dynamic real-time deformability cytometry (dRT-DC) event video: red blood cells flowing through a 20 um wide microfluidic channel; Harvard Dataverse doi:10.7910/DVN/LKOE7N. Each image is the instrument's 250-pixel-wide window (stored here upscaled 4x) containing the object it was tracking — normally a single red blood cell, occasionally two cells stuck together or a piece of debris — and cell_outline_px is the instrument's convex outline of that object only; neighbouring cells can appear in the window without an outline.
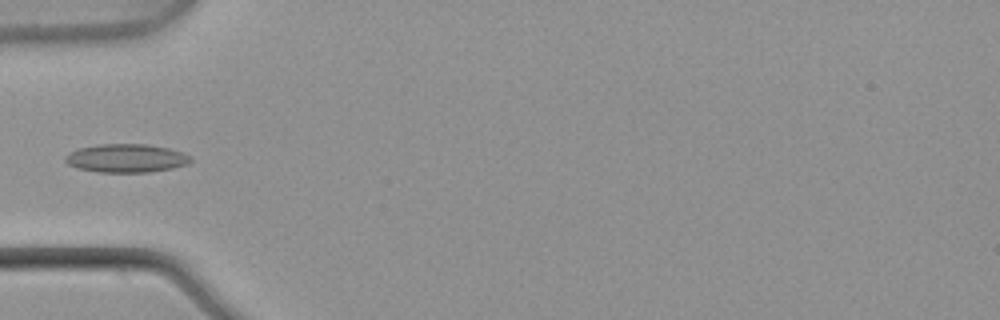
{"species": "common noctule bat (a hibernating species)", "species_latin": "Nyctalus noctula", "temperature_condition": "warm", "stored_images_in_passage": 5, "camera_frame_rate_fps": 3000, "um_per_image_px": 0.085, "animal": {"sex": "male", "body_mass_g": 21.5, "forearm_length_mm": 52.0}, "frame": {"image": 1, "passage_image": 4, "time_ms": 1.0, "image_size_px": [1000, 320], "cell_outline_px": [[192, 160], [188, 164], [172, 168], [148, 172], [100, 172], [76, 168], [68, 164], [64, 160], [64, 156], [80, 148], [100, 144], [144, 144], [168, 148], [192, 156]], "centroid_in_image_um": [10.73, 13.45], "position_along_channel_um": 74.3, "area_um2": 20.63}}
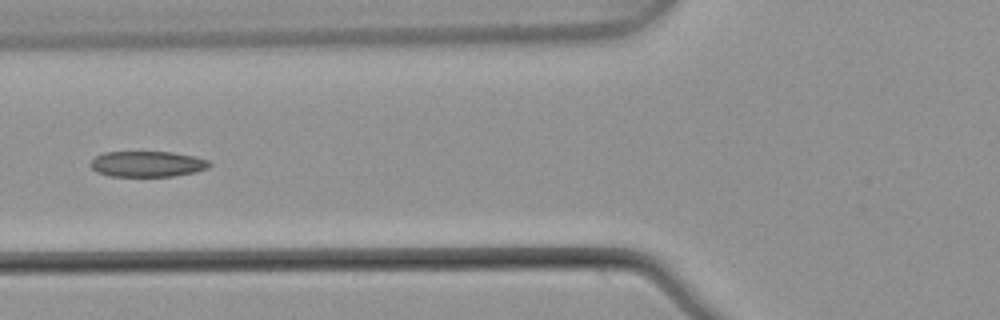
{"frame": {"image": 2, "passage_image": 5, "time_ms": 1.333, "image_size_px": [1000, 320], "cell_outline_px": [[212, 164], [208, 168], [196, 172], [172, 176], [108, 176], [96, 172], [88, 164], [96, 156], [104, 152], [172, 152], [196, 156], [208, 160]], "centroid_in_image_um": [12.53, 13.94], "position_along_channel_um": 113.3, "area_um2": 17.98}}